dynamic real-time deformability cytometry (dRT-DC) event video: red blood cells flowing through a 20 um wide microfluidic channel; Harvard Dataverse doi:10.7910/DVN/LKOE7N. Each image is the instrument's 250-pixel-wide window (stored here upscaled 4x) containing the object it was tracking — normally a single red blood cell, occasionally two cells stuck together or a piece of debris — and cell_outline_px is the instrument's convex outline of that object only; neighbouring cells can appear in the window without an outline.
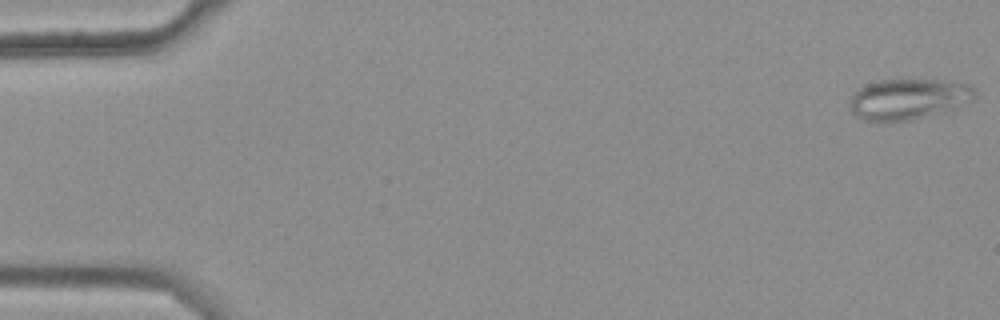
{"species": "common noctule bat (a hibernating species)", "species_latin": "Nyctalus noctula", "temperature_condition": "warm", "stored_images_in_passage": 9, "camera_frame_rate_fps": 3000, "um_per_image_px": 0.085, "animal": {"sex": "female", "body_mass_g": 25.1}, "frame": {"image": 1, "passage_image": 1, "time_ms": 0.0, "image_size_px": [1000, 320], "cell_outline_px": [[976, 96], [972, 100], [944, 112], [912, 120], [880, 124], [864, 120], [856, 116], [848, 108], [848, 100], [852, 92], [868, 84], [880, 80], [944, 80], [972, 84], [976, 88]], "centroid_in_image_um": [77.17, 8.45], "position_along_channel_um": 7.8, "area_um2": 30.58}}